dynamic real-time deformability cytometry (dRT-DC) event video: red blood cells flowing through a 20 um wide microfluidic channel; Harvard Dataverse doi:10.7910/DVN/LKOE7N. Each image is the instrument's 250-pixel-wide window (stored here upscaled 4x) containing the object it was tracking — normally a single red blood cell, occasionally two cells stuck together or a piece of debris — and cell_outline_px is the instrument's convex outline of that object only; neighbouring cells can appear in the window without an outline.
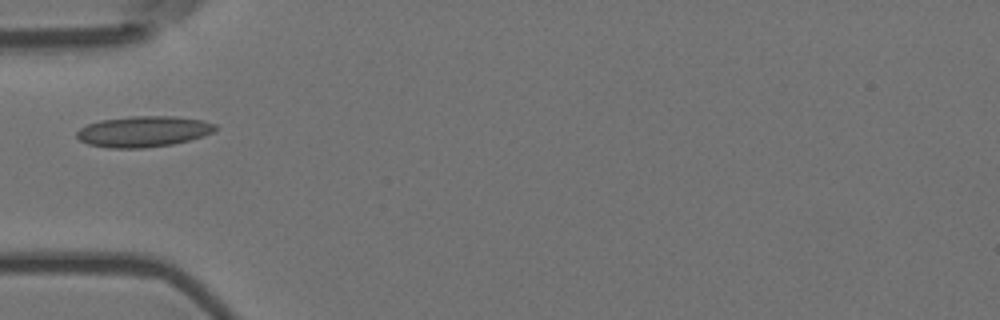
{"species": "Egyptian fruit bat (a non-hibernating species)", "species_latin": "Rousettus aegyptiacus", "temperature_condition": "room temperature", "stored_images_in_passage": 1, "camera_frame_rate_fps": 3000, "um_per_image_px": 0.085, "animal": {"sex": "female"}, "frame": {"image": 1, "passage_image": 1, "time_ms": 0.0, "image_size_px": [1000, 320], "cell_outline_px": [[220, 128], [204, 136], [172, 144], [144, 148], [108, 148], [88, 144], [80, 140], [76, 136], [76, 132], [80, 128], [88, 124], [100, 120], [132, 116], [176, 116], [204, 120], [216, 124]], "centroid_in_image_um": [12.22, 11.17], "position_along_channel_um": 72.8, "area_um2": 25.09}}